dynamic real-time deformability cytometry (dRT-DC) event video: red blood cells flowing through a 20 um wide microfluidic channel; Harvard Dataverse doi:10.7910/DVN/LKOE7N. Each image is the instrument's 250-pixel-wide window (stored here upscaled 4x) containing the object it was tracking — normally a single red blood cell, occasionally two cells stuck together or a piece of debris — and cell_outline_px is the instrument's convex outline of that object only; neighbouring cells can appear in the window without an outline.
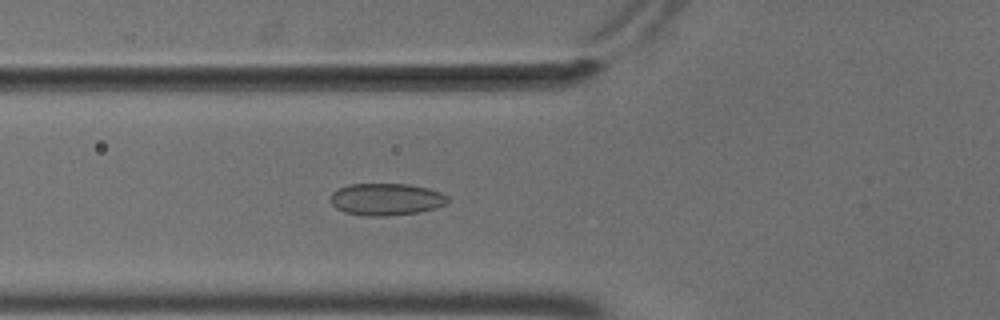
{"species": "common noctule bat (a hibernating species)", "species_latin": "Nyctalus noctula", "temperature_condition": "cold", "stored_images_in_passage": 53, "camera_frame_rate_fps": 3000, "um_per_image_px": 0.085, "animal": {"sex": "male", "body_mass_g": 18.8}, "frame": {"image": 1, "passage_image": 19, "time_ms": 6.0, "image_size_px": [1000, 320], "cell_outline_px": [[452, 200], [448, 204], [436, 208], [420, 212], [384, 216], [364, 216], [344, 212], [336, 208], [332, 204], [332, 192], [348, 184], [408, 184], [428, 188], [440, 192], [448, 196]], "centroid_in_image_um": [32.88, 16.94], "position_along_channel_um": 92.9, "area_um2": 22.08}}
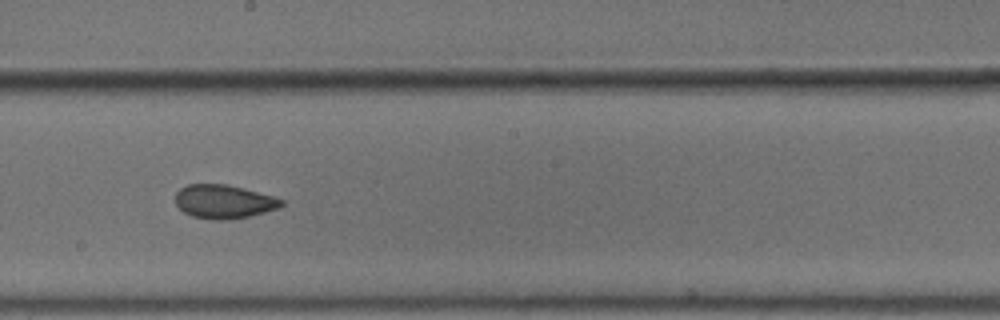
{"frame": {"image": 2, "passage_image": 30, "time_ms": 9.667, "image_size_px": [1000, 320], "cell_outline_px": [[284, 204], [280, 208], [248, 216], [228, 220], [212, 220], [192, 216], [184, 212], [176, 204], [176, 192], [180, 188], [188, 184], [224, 184], [244, 188], [272, 196], [284, 200]], "centroid_in_image_um": [19.02, 17.14], "position_along_channel_um": 229.2, "area_um2": 20.81}}
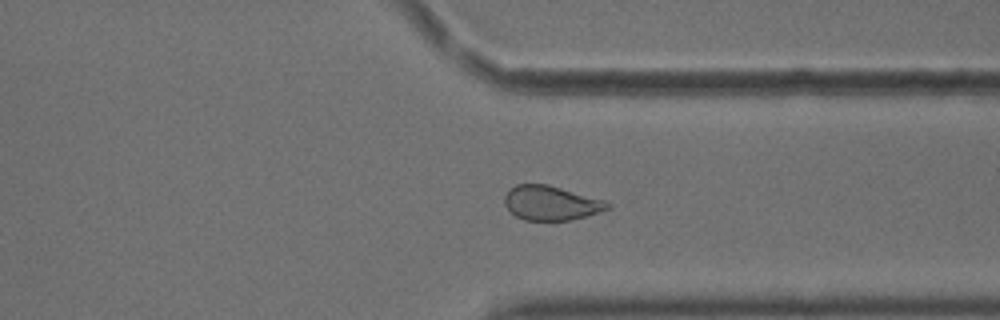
{"frame": {"image": 3, "passage_image": 41, "time_ms": 13.333, "image_size_px": [1000, 320], "cell_outline_px": [[608, 208], [600, 212], [572, 220], [524, 220], [516, 216], [504, 204], [504, 196], [508, 188], [516, 184], [548, 184], [604, 200], [608, 204]], "centroid_in_image_um": [46.79, 17.25], "position_along_channel_um": 364.6, "area_um2": 20.58}, "authors_computed_cell_mechanics": {"area_um2": 21.9062, "velocity_mm_per_s": 3.6898, "shape_relaxation_time_tau1_ms": null, "shape_relaxation_time_tau2_ms": 1.3506, "deformation_change_tau1": null, "deformation_change_tau2": 0.0691}}